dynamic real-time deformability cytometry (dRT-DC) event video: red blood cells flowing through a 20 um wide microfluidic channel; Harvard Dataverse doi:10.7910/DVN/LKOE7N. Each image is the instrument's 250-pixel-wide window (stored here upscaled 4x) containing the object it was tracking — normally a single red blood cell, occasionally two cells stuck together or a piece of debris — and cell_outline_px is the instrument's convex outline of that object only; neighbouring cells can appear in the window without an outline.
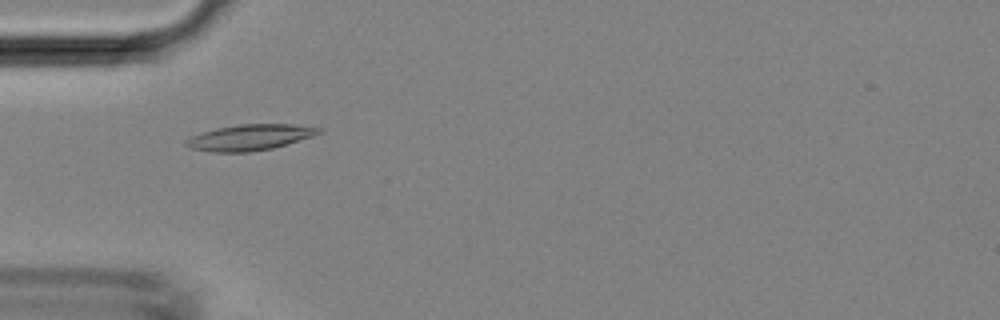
{"species": "Egyptian fruit bat (a non-hibernating species)", "species_latin": "Rousettus aegyptiacus", "temperature_condition": "room temperature", "stored_images_in_passage": 45, "camera_frame_rate_fps": 3000, "um_per_image_px": 0.085, "animal": {"sex": "female"}, "frame": {"image": 1, "passage_image": 14, "time_ms": 4.333, "image_size_px": [1000, 320], "cell_outline_px": [[324, 128], [320, 132], [312, 136], [272, 148], [248, 152], [212, 152], [188, 148], [184, 144], [184, 140], [192, 136], [216, 128], [240, 124], [292, 124]], "centroid_in_image_um": [21.2, 11.68], "position_along_channel_um": 63.8, "area_um2": 19.88}}
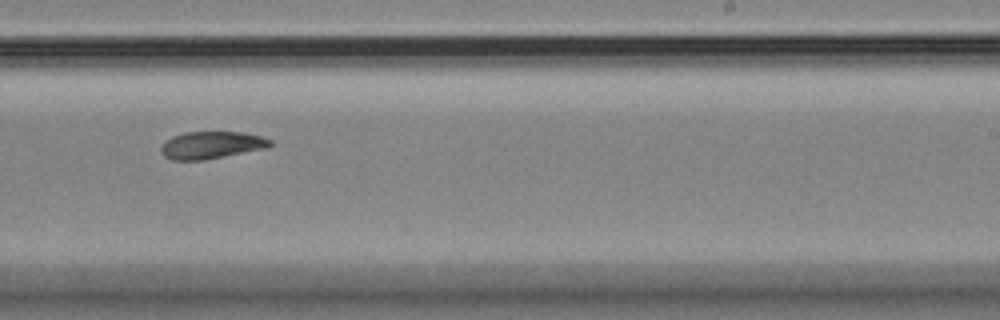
{"frame": {"image": 2, "passage_image": 28, "time_ms": 9.0, "image_size_px": [1000, 320], "cell_outline_px": [[272, 144], [268, 148], [204, 160], [172, 160], [164, 156], [160, 152], [160, 148], [172, 136], [184, 132], [240, 132], [260, 136], [272, 140]], "centroid_in_image_um": [17.98, 12.34], "position_along_channel_um": 271.0, "area_um2": 17.34}}
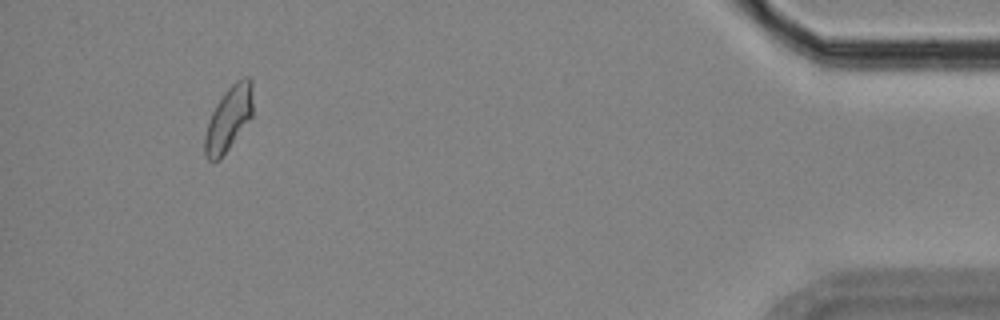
{"frame": {"image": 3, "passage_image": 42, "time_ms": 13.667, "image_size_px": [1000, 320], "cell_outline_px": [[252, 116], [220, 160], [208, 160], [204, 156], [204, 136], [212, 112], [216, 104], [224, 92], [236, 80], [244, 76], [248, 76], [252, 80]], "centroid_in_image_um": [19.43, 10.07], "position_along_channel_um": 415.8, "area_um2": 17.98}}